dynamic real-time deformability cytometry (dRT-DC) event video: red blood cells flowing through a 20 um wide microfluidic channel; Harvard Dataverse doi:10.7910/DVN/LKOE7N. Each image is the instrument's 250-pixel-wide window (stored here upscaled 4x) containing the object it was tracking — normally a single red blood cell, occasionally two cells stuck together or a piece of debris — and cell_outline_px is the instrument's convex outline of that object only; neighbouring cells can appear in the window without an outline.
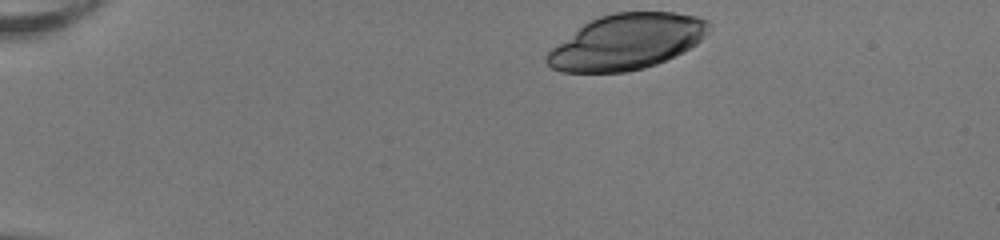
{"species": "human", "species_latin": "Homo sapiens", "temperature_condition": "room temperature", "stored_images_in_passage": 39, "camera_frame_rate_fps": 3000, "um_per_image_px": 0.085, "donor": {"sex": "female"}, "frame": {"image": 1, "passage_image": 1, "time_ms": 0.0, "image_size_px": [1000, 240], "cell_outline_px": [[712, 28], [696, 44], [684, 52], [676, 56], [656, 64], [644, 68], [628, 72], [560, 72], [552, 68], [544, 60], [544, 56], [552, 48], [584, 24], [600, 16], [612, 12], [676, 12], [696, 16], [708, 20], [712, 24]], "centroid_in_image_um": [53.3, 3.55], "position_along_channel_um": 31.7, "area_um2": 52.42}}